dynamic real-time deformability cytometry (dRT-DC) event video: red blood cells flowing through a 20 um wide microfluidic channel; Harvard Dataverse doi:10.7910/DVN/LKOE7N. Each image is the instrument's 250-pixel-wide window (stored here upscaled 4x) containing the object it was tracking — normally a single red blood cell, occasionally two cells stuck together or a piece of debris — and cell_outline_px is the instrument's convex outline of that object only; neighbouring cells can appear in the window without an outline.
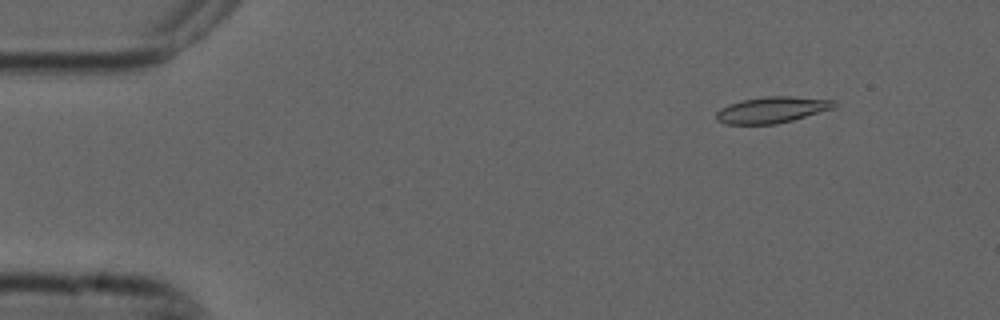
{"species": "common noctule bat (a hibernating species)", "species_latin": "Nyctalus noctula", "temperature_condition": "cold", "stored_images_in_passage": 5, "camera_frame_rate_fps": 3000, "um_per_image_px": 0.085, "animal": {"sex": "male", "forearm_length_mm": 52.5}, "frame": {"image": 1, "passage_image": 2, "time_ms": 0.333, "image_size_px": [1000, 320], "cell_outline_px": [[836, 108], [792, 120], [776, 124], [724, 124], [716, 120], [716, 112], [720, 108], [728, 104], [740, 100], [764, 96], [792, 96], [836, 100]], "centroid_in_image_um": [65.62, 9.33], "position_along_channel_um": 19.4, "area_um2": 18.26}}
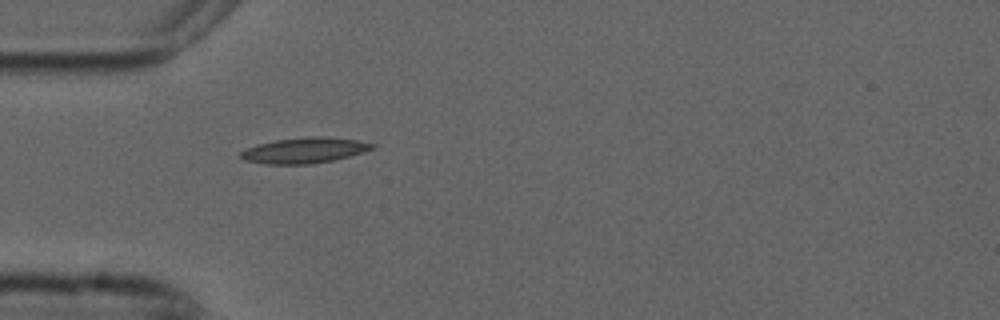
{"frame": {"image": 2, "passage_image": 5, "time_ms": 1.333, "image_size_px": [1000, 320], "cell_outline_px": [[376, 148], [348, 156], [332, 160], [308, 164], [268, 164], [244, 160], [240, 156], [240, 152], [244, 148], [276, 140], [308, 136], [320, 136], [356, 140], [376, 144]], "centroid_in_image_um": [25.86, 12.77], "position_along_channel_um": 59.1, "area_um2": 19.42}}